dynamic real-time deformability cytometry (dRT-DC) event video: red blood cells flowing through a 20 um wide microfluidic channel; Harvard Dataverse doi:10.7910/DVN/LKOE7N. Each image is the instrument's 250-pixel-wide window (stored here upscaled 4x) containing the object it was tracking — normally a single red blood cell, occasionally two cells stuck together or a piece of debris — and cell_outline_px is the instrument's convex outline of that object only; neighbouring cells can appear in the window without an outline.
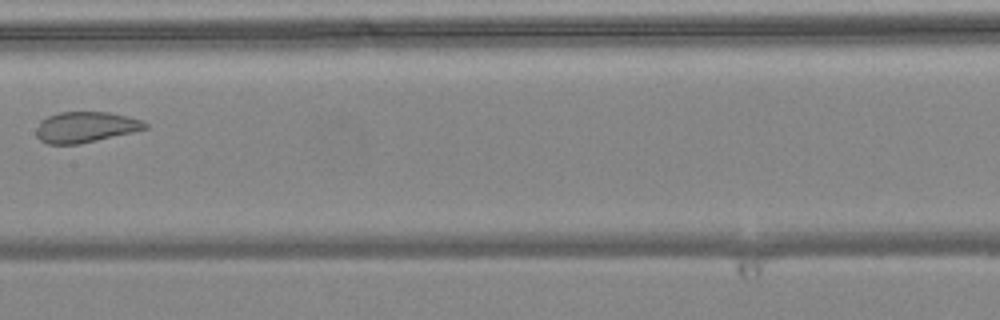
{"species": "common noctule bat (a hibernating species)", "species_latin": "Nyctalus noctula", "temperature_condition": "warm", "stored_images_in_passage": 5, "camera_frame_rate_fps": 3000, "um_per_image_px": 0.085, "animal": {"sex": "female", "body_mass_g": 24.6, "forearm_length_mm": 56.2}, "frame": {"image": 1, "passage_image": 4, "time_ms": 1.0, "image_size_px": [1000, 320], "cell_outline_px": [[148, 128], [132, 132], [80, 144], [48, 144], [40, 140], [36, 136], [36, 128], [40, 120], [48, 116], [60, 112], [108, 112], [144, 120], [148, 124]], "centroid_in_image_um": [7.26, 10.8], "position_along_channel_um": 200.1, "area_um2": 19.54}}
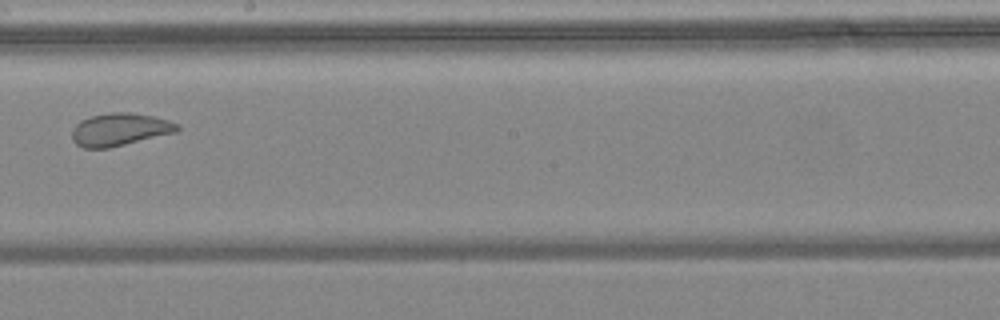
{"frame": {"image": 2, "passage_image": 5, "time_ms": 1.333, "image_size_px": [1000, 320], "cell_outline_px": [[180, 128], [176, 132], [108, 148], [84, 148], [76, 144], [72, 140], [72, 128], [80, 120], [92, 116], [108, 112], [128, 112], [152, 116], [168, 120], [180, 124]], "centroid_in_image_um": [10.16, 11.0], "position_along_channel_um": 238.0, "area_um2": 20.0}}